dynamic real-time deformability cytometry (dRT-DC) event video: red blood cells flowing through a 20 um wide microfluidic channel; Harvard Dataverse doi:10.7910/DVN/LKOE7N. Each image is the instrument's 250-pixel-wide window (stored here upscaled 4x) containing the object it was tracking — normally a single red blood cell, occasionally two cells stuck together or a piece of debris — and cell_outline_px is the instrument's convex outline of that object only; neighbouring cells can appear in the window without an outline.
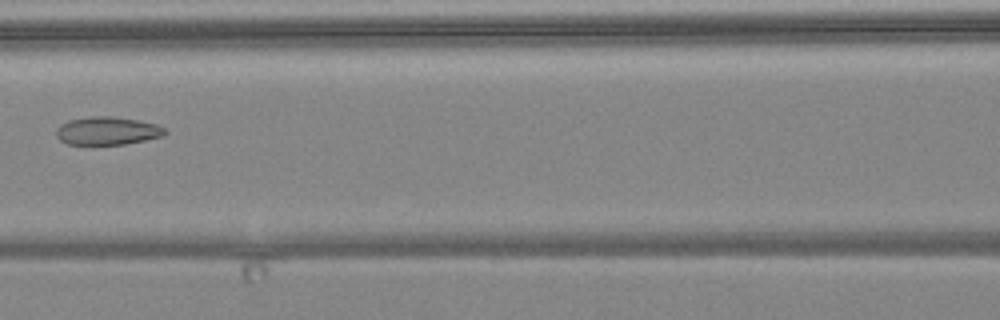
{"species": "common noctule bat (a hibernating species)", "species_latin": "Nyctalus noctula", "temperature_condition": "warm", "stored_images_in_passage": 6, "camera_frame_rate_fps": 3000, "um_per_image_px": 0.085, "animal": {"sex": "female", "body_mass_g": 24.6, "forearm_length_mm": 56.2}, "frame": {"image": 1, "passage_image": 6, "time_ms": 6.0, "image_size_px": [1000, 320], "cell_outline_px": [[168, 132], [164, 136], [124, 144], [68, 144], [60, 140], [56, 136], [56, 128], [60, 124], [68, 120], [92, 116], [112, 116], [140, 120], [156, 124], [164, 128]], "centroid_in_image_um": [9.12, 11.11], "position_along_channel_um": 157.5, "area_um2": 17.86}}